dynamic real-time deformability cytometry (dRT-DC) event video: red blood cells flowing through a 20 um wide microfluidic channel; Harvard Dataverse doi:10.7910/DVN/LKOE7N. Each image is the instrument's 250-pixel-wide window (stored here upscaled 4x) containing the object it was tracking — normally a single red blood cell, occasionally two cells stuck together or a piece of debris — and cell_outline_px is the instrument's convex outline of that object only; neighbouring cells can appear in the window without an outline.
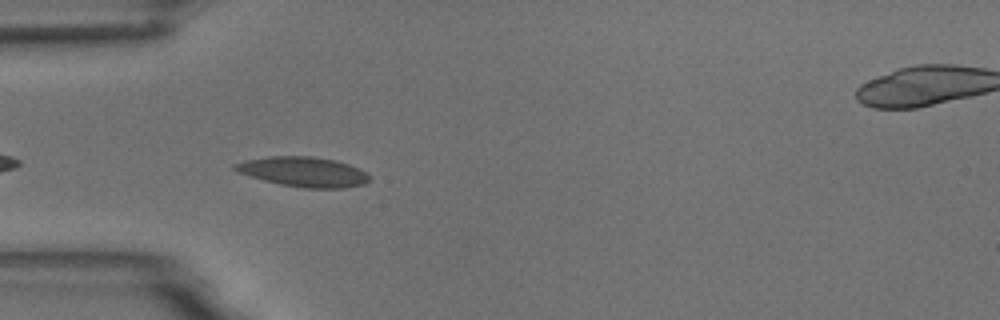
{"species": "common noctule bat (a hibernating species)", "species_latin": "Nyctalus noctula", "temperature_condition": "room temperature", "stored_images_in_passage": 6, "camera_frame_rate_fps": 3000, "um_per_image_px": 0.085, "animal": {"sex": "male", "body_mass_g": 18.8}, "frame": {"image": 1, "passage_image": 3, "time_ms": 0.667, "image_size_px": [1000, 320], "cell_outline_px": [[368, 180], [364, 184], [344, 188], [304, 188], [280, 184], [264, 180], [236, 172], [232, 168], [232, 164], [244, 160], [268, 156], [312, 156], [336, 160], [360, 168], [368, 172]], "centroid_in_image_um": [25.77, 14.59], "position_along_channel_um": 59.2, "area_um2": 23.58}}